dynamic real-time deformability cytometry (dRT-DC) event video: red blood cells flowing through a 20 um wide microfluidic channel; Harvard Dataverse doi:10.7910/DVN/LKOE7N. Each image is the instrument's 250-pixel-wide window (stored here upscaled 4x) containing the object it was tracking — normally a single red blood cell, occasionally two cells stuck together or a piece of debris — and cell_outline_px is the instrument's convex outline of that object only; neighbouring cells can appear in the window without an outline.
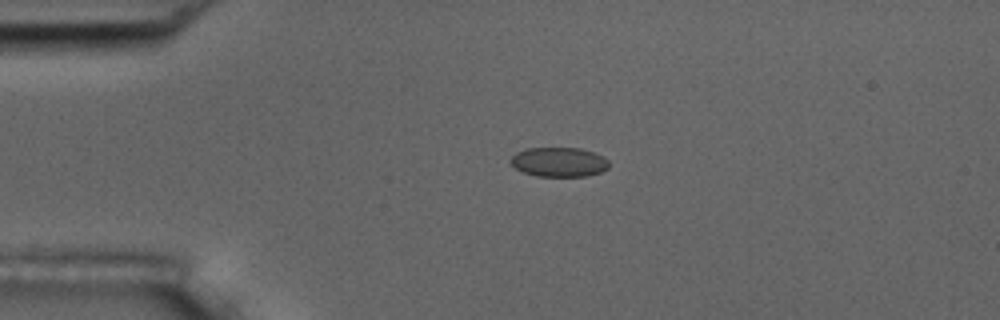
{"species": "common noctule bat (a hibernating species)", "species_latin": "Nyctalus noctula", "temperature_condition": "room temperature", "stored_images_in_passage": 4, "camera_frame_rate_fps": 3000, "um_per_image_px": 0.085, "animal": {"sex": "male", "body_mass_g": 17.5, "forearm_length_mm": 52.3}, "frame": {"image": 1, "passage_image": 3, "time_ms": 2.333, "image_size_px": [1000, 320], "cell_outline_px": [[608, 168], [600, 172], [588, 176], [536, 176], [524, 172], [516, 168], [508, 160], [516, 152], [528, 148], [580, 148], [604, 156], [608, 160]], "centroid_in_image_um": [47.51, 13.77], "position_along_channel_um": 37.5, "area_um2": 16.88}}